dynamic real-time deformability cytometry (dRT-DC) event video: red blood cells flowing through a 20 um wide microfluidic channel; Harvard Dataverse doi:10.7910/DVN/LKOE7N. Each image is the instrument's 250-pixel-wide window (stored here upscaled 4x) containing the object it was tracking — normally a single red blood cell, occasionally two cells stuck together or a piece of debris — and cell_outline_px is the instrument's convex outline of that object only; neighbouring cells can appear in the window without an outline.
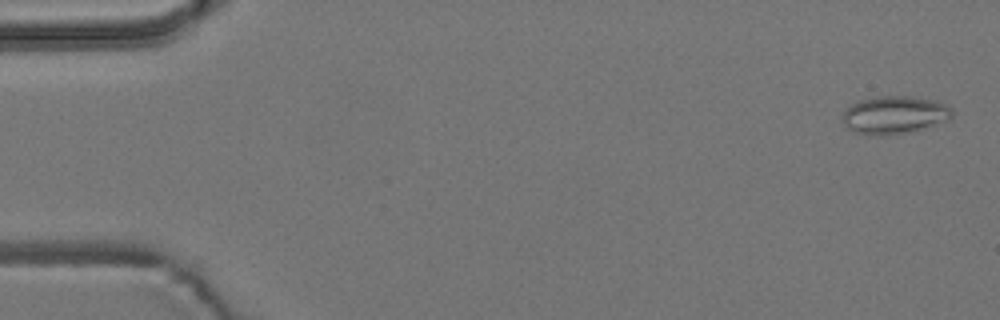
{"species": "common noctule bat (a hibernating species)", "species_latin": "Nyctalus noctula", "temperature_condition": "room temperature", "stored_images_in_passage": 4, "camera_frame_rate_fps": 3000, "um_per_image_px": 0.085, "animal": {"sex": "male", "body_mass_g": 19.2, "forearm_length_mm": 51.8}, "frame": {"image": 1, "passage_image": 1, "time_ms": 0.0, "image_size_px": [1000, 320], "cell_outline_px": [[952, 116], [948, 120], [912, 132], [888, 136], [868, 136], [852, 132], [844, 124], [844, 108], [860, 100], [876, 96], [912, 96], [936, 100], [948, 104], [952, 108]], "centroid_in_image_um": [76.03, 9.78], "position_along_channel_um": 9.0, "area_um2": 24.74}}